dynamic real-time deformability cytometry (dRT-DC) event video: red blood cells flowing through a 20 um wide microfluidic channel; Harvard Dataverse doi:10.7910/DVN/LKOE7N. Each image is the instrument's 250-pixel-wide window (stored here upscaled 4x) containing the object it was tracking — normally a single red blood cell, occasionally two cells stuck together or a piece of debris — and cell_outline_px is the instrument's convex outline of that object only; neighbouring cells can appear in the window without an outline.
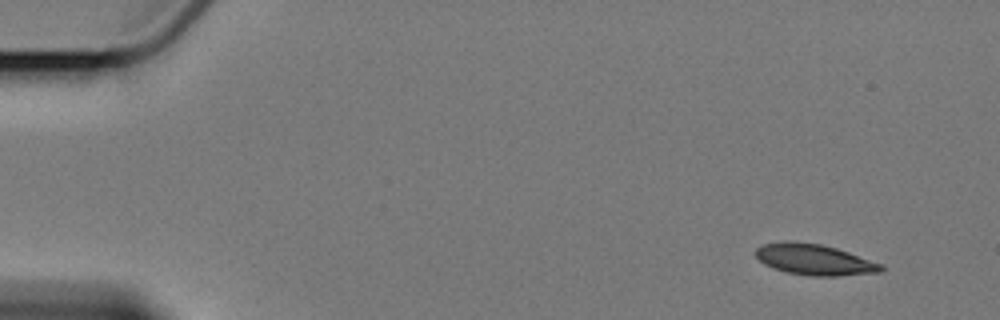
{"species": "Egyptian fruit bat (a non-hibernating species)", "species_latin": "Rousettus aegyptiacus", "temperature_condition": "cold", "stored_images_in_passage": 4, "camera_frame_rate_fps": 3000, "um_per_image_px": 0.085, "animal": {"sex": "female"}, "frame": {"image": 1, "passage_image": 1, "time_ms": 0.0, "image_size_px": [1000, 320], "cell_outline_px": [[884, 268], [880, 272], [836, 276], [812, 276], [788, 272], [764, 264], [756, 256], [756, 248], [764, 244], [784, 240], [820, 244], [836, 248], [884, 264]], "centroid_in_image_um": [69.24, 22.06], "position_along_channel_um": 15.8, "area_um2": 22.43}}
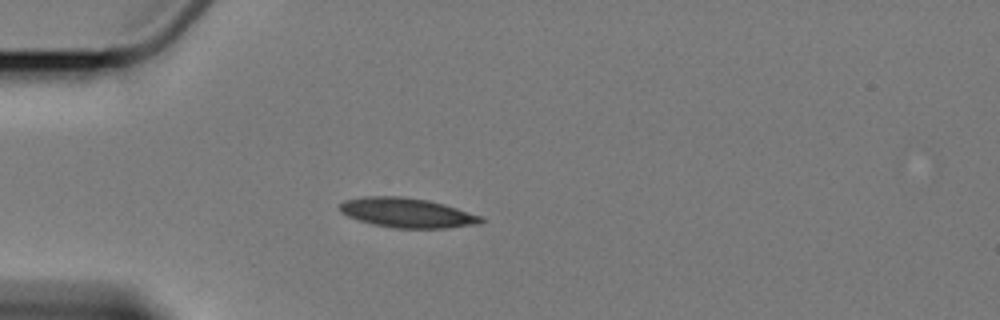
{"frame": {"image": 2, "passage_image": 4, "time_ms": 4.0, "image_size_px": [1000, 320], "cell_outline_px": [[484, 220], [476, 224], [444, 228], [392, 228], [372, 224], [348, 216], [340, 212], [340, 204], [344, 200], [368, 196], [400, 196], [428, 200], [444, 204], [480, 216]], "centroid_in_image_um": [34.56, 18.08], "position_along_channel_um": 50.4, "area_um2": 24.1}}